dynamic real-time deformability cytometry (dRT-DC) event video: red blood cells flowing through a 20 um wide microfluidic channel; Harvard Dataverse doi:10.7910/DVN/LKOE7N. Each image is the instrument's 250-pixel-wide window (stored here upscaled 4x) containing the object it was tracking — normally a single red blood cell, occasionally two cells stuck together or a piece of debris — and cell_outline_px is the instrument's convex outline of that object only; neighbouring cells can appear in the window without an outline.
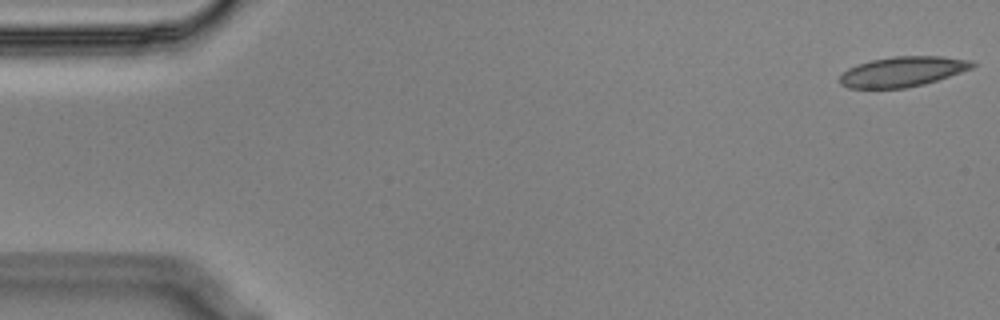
{"species": "Egyptian fruit bat (a non-hibernating species)", "species_latin": "Rousettus aegyptiacus", "temperature_condition": "cold", "stored_images_in_passage": 54, "camera_frame_rate_fps": 3000, "um_per_image_px": 0.085, "animal": {"sex": "male"}, "frame": {"image": 1, "passage_image": 1, "time_ms": 0.0, "image_size_px": [1000, 320], "cell_outline_px": [[976, 64], [972, 68], [924, 84], [904, 88], [848, 88], [840, 84], [840, 76], [848, 68], [856, 64], [872, 60], [892, 56], [944, 56], [972, 60]], "centroid_in_image_um": [76.71, 6.08], "position_along_channel_um": 8.3, "area_um2": 23.18}}
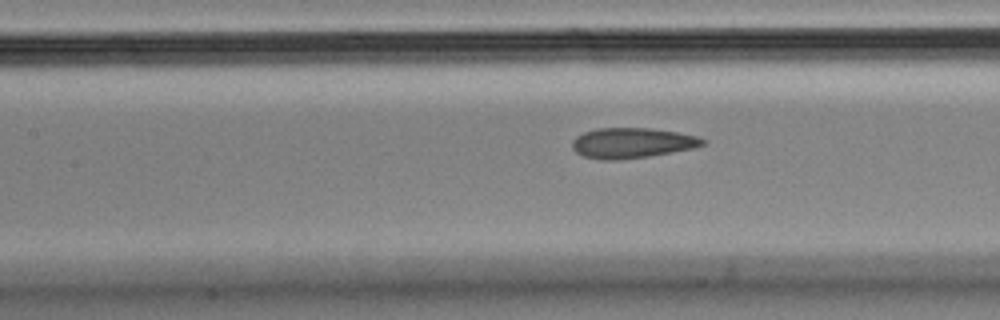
{"frame": {"image": 2, "passage_image": 24, "time_ms": 7.667, "image_size_px": [1000, 320], "cell_outline_px": [[708, 140], [704, 144], [692, 148], [672, 152], [648, 156], [620, 160], [604, 160], [584, 156], [576, 152], [572, 148], [572, 140], [576, 136], [584, 132], [596, 128], [648, 128], [676, 132], [700, 136]], "centroid_in_image_um": [53.72, 12.15], "position_along_channel_um": 153.7, "area_um2": 23.06}}
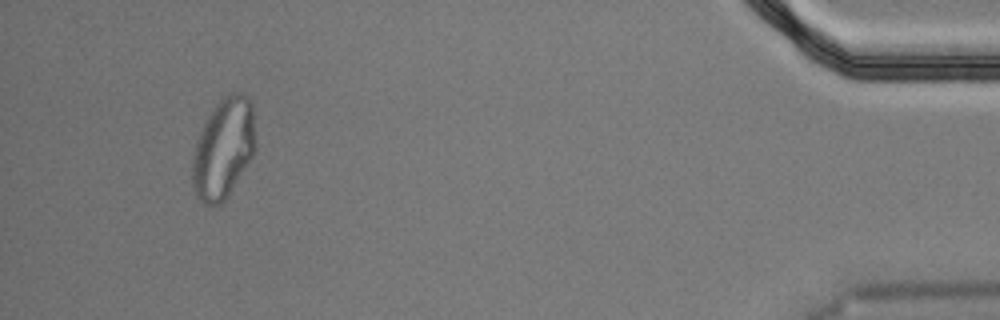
{"frame": {"image": 3, "passage_image": 52, "time_ms": 17.0, "image_size_px": [1000, 320], "cell_outline_px": [[256, 148], [252, 156], [228, 196], [220, 204], [212, 208], [204, 204], [196, 196], [192, 188], [192, 156], [196, 140], [212, 108], [224, 96], [232, 92], [244, 92], [248, 96], [252, 104], [256, 144]], "centroid_in_image_um": [18.98, 12.63], "position_along_channel_um": 416.2, "area_um2": 37.34}, "authors_computed_cell_mechanics": {"area_um2": 23.5246, "velocity_mm_per_s": 3.5647, "shape_relaxation_time_tau1_ms": null, "shape_relaxation_time_tau2_ms": 1.8942, "deformation_change_tau1": null, "deformation_change_tau2": 0.0661}}